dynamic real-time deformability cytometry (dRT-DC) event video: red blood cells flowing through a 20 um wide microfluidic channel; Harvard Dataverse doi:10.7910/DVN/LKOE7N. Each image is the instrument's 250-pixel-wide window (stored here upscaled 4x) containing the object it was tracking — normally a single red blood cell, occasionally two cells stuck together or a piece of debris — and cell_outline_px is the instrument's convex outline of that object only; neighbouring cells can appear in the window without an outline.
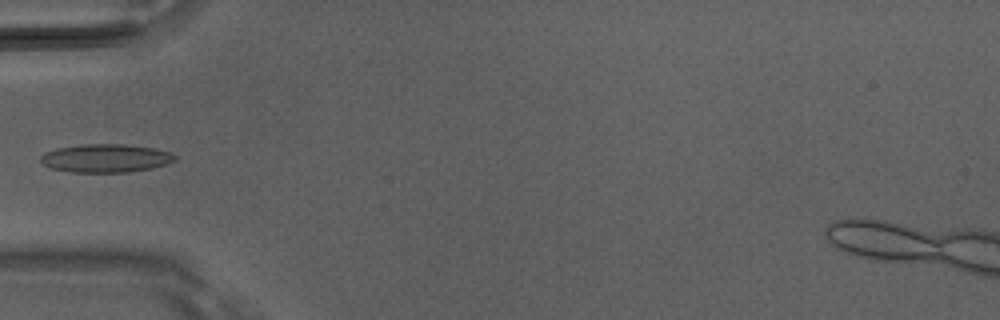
{"species": "Egyptian fruit bat (a non-hibernating species)", "species_latin": "Rousettus aegyptiacus", "temperature_condition": "room temperature", "stored_images_in_passage": 4, "camera_frame_rate_fps": 3000, "um_per_image_px": 0.085, "animal": {"sex": "male"}, "frame": {"image": 1, "passage_image": 3, "time_ms": 0.667, "image_size_px": [1000, 320], "cell_outline_px": [[176, 160], [152, 168], [128, 172], [72, 172], [52, 168], [44, 164], [40, 160], [40, 156], [44, 152], [56, 148], [84, 144], [124, 144], [152, 148], [172, 152], [176, 156]], "centroid_in_image_um": [8.98, 13.44], "position_along_channel_um": 76.0, "area_um2": 22.08}}